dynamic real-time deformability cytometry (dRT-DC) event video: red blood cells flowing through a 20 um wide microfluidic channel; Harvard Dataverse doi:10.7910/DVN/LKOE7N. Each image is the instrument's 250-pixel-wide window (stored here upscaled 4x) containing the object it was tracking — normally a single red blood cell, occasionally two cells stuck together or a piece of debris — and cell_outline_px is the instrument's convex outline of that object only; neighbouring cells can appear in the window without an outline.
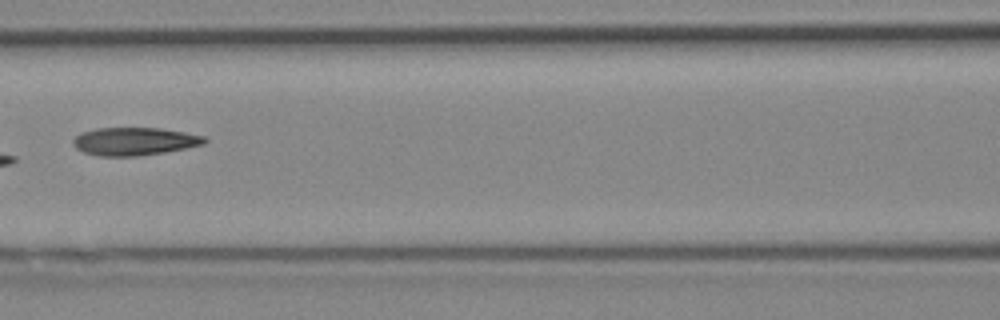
{"species": "Egyptian fruit bat (a non-hibernating species)", "species_latin": "Rousettus aegyptiacus", "temperature_condition": "cold", "stored_images_in_passage": 7, "camera_frame_rate_fps": 3000, "um_per_image_px": 0.085, "animal": {"sex": "female"}, "frame": {"image": 1, "passage_image": 7, "time_ms": 2.0, "image_size_px": [1000, 320], "cell_outline_px": [[208, 140], [204, 144], [164, 152], [140, 156], [100, 156], [84, 152], [76, 148], [72, 144], [72, 140], [80, 132], [96, 128], [160, 128], [184, 132], [204, 136]], "centroid_in_image_um": [11.4, 12.01], "position_along_channel_um": 155.2, "area_um2": 21.39}}